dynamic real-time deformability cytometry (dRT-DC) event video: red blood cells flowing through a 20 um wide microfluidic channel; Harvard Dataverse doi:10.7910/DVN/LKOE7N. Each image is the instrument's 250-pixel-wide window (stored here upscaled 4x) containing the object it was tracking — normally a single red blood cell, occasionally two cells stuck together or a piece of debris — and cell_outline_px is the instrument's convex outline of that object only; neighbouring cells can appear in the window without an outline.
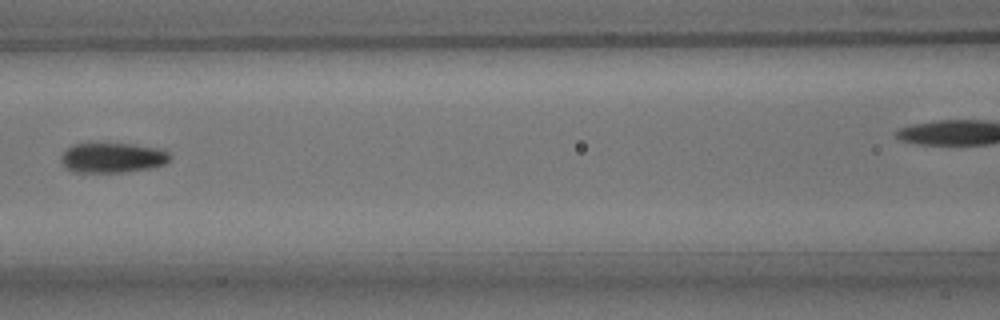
{"species": "common noctule bat (a hibernating species)", "species_latin": "Nyctalus noctula", "temperature_condition": "room temperature", "stored_images_in_passage": 8, "camera_frame_rate_fps": 3000, "um_per_image_px": 0.085, "animal": {"sex": "male", "body_mass_g": 15.6}, "frame": {"image": 1, "passage_image": 5, "time_ms": 4.667, "image_size_px": [1000, 320], "cell_outline_px": [[172, 156], [164, 164], [152, 168], [124, 172], [72, 172], [64, 168], [60, 160], [60, 156], [72, 144], [132, 144], [160, 148], [168, 152]], "centroid_in_image_um": [9.55, 13.42], "position_along_channel_um": 157.1, "area_um2": 19.13}}
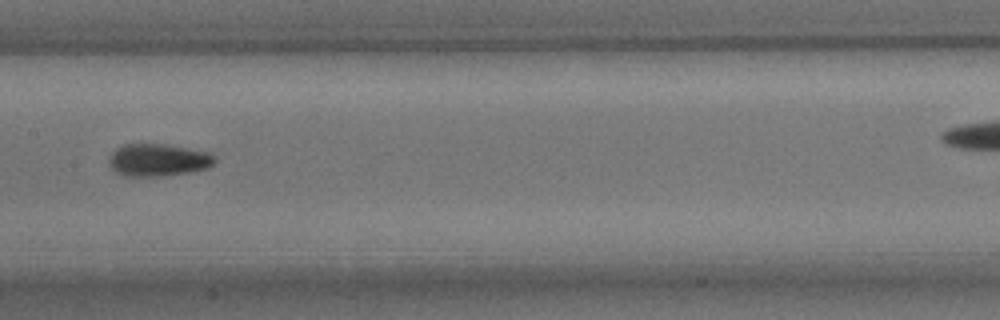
{"frame": {"image": 2, "passage_image": 6, "time_ms": 5.667, "image_size_px": [1000, 320], "cell_outline_px": [[216, 164], [208, 168], [188, 172], [164, 176], [128, 176], [116, 172], [112, 168], [108, 160], [112, 152], [116, 148], [124, 144], [168, 144], [208, 152], [216, 156]], "centroid_in_image_um": [13.48, 13.59], "position_along_channel_um": 193.9, "area_um2": 20.11}}
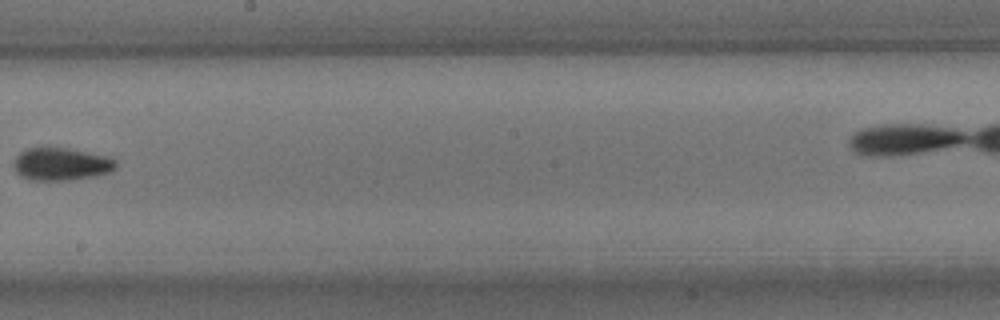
{"frame": {"image": 3, "passage_image": 7, "time_ms": 7.0, "image_size_px": [1000, 320], "cell_outline_px": [[116, 168], [112, 172], [96, 176], [72, 180], [28, 180], [20, 176], [12, 168], [12, 164], [16, 156], [20, 152], [28, 148], [40, 144], [48, 144], [112, 156], [116, 160]], "centroid_in_image_um": [5.19, 13.9], "position_along_channel_um": 243.0, "area_um2": 20.69}}